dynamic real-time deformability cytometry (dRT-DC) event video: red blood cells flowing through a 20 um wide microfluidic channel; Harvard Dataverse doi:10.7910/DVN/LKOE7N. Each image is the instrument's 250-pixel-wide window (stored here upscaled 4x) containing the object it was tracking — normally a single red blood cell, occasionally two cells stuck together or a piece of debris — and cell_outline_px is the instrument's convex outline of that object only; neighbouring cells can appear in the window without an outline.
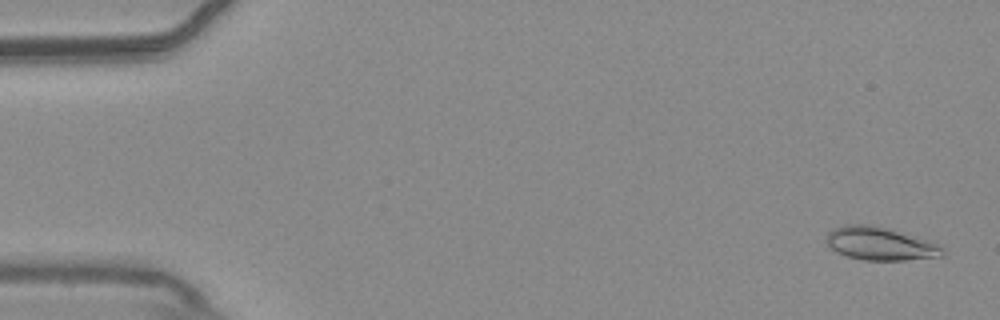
{"species": "common noctule bat (a hibernating species)", "species_latin": "Nyctalus noctula", "temperature_condition": "warm", "stored_images_in_passage": 56, "camera_frame_rate_fps": 3000, "um_per_image_px": 0.085, "animal": {"sex": "male", "body_mass_g": 20.4}, "frame": {"image": 1, "passage_image": 2, "time_ms": 0.333, "image_size_px": [1000, 320], "cell_outline_px": [[944, 256], [904, 260], [864, 260], [848, 256], [836, 252], [828, 244], [824, 236], [828, 232], [836, 228], [848, 224], [868, 224], [888, 228], [936, 244], [944, 248]], "centroid_in_image_um": [74.78, 20.72], "position_along_channel_um": 10.2, "area_um2": 22.08}}
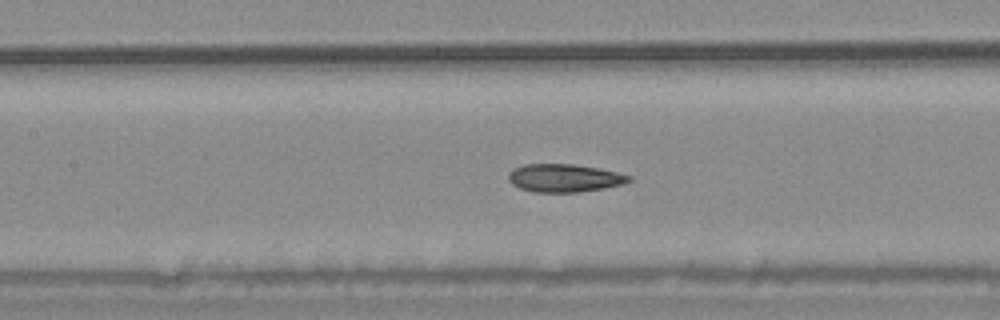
{"frame": {"image": 2, "passage_image": 25, "time_ms": 8.0, "image_size_px": [1000, 320], "cell_outline_px": [[632, 180], [624, 184], [604, 188], [580, 192], [536, 192], [520, 188], [512, 184], [508, 180], [508, 172], [512, 168], [524, 164], [572, 164], [596, 168], [616, 172], [632, 176]], "centroid_in_image_um": [47.95, 15.13], "position_along_channel_um": 159.5, "area_um2": 19.71}}
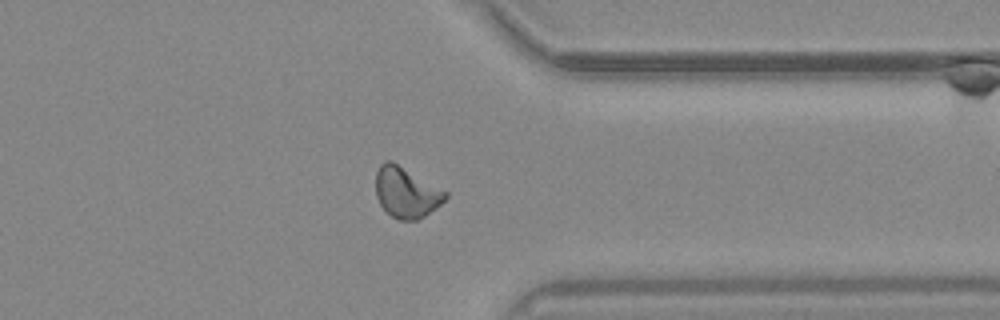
{"frame": {"image": 3, "passage_image": 43, "time_ms": 14.0, "image_size_px": [1000, 320], "cell_outline_px": [[448, 196], [440, 204], [424, 216], [416, 220], [400, 220], [392, 216], [380, 204], [376, 196], [376, 172], [380, 164], [384, 160], [392, 160], [448, 192]], "centroid_in_image_um": [34.52, 16.33], "position_along_channel_um": 376.9, "area_um2": 20.46}, "authors_computed_cell_mechanics": {"area_um2": 20.3167, "velocity_mm_per_s": 3.6967, "shape_relaxation_time_tau1_ms": null, "shape_relaxation_time_tau2_ms": 3.5128, "deformation_change_tau1": null, "deformation_change_tau2": 0.0879}}